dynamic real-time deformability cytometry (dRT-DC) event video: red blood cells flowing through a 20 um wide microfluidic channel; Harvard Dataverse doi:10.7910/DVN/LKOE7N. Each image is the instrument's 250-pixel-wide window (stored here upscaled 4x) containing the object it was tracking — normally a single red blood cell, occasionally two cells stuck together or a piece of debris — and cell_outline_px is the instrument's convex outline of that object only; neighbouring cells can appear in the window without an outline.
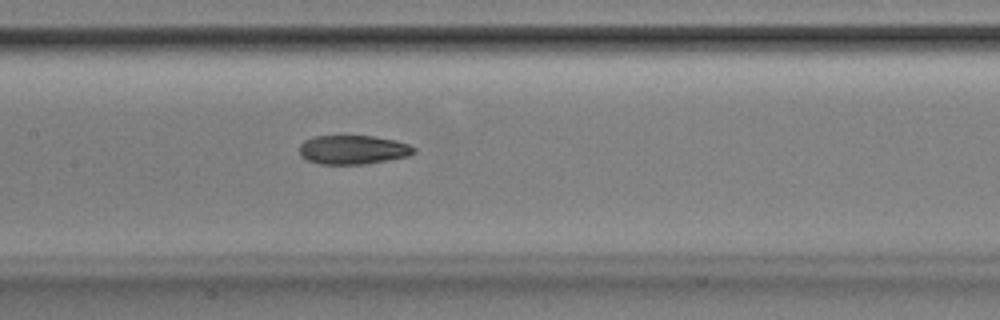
{"species": "Egyptian fruit bat (a non-hibernating species)", "species_latin": "Rousettus aegyptiacus", "temperature_condition": "room temperature", "stored_images_in_passage": 39, "camera_frame_rate_fps": 3000, "um_per_image_px": 0.085, "animal": {"sex": "male"}, "frame": {"image": 1, "passage_image": 18, "time_ms": 5.667, "image_size_px": [1000, 320], "cell_outline_px": [[416, 152], [408, 156], [364, 164], [316, 164], [300, 156], [300, 144], [304, 140], [316, 136], [372, 136], [396, 140], [408, 144], [416, 148]], "centroid_in_image_um": [30.0, 12.73], "position_along_channel_um": 177.4, "area_um2": 19.36}}
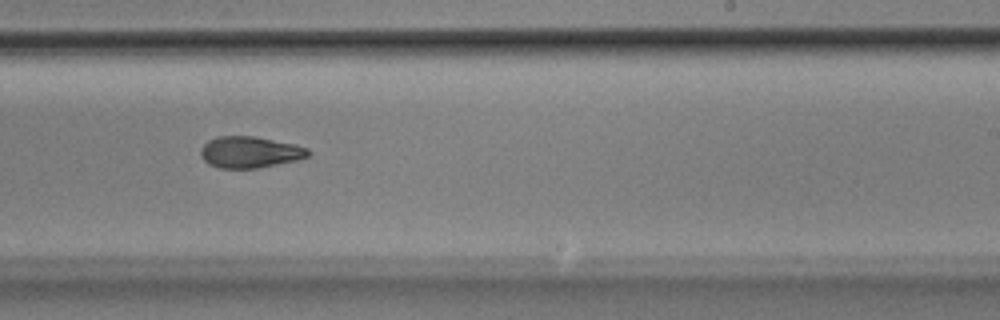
{"frame": {"image": 2, "passage_image": 25, "time_ms": 8.0, "image_size_px": [1000, 320], "cell_outline_px": [[312, 152], [308, 156], [296, 160], [256, 168], [220, 168], [208, 164], [204, 160], [200, 152], [200, 148], [208, 140], [216, 136], [252, 136], [296, 144], [308, 148]], "centroid_in_image_um": [21.23, 12.92], "position_along_channel_um": 267.8, "area_um2": 19.65}}
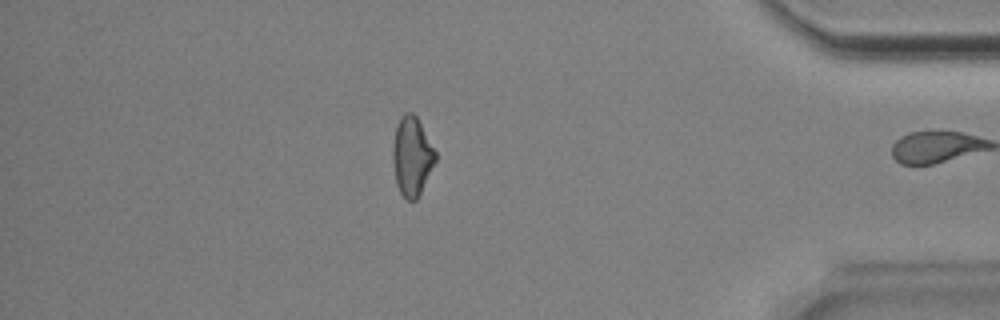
{"frame": {"image": 3, "passage_image": 38, "time_ms": 12.333, "image_size_px": [1000, 320], "cell_outline_px": [[436, 160], [416, 200], [408, 200], [400, 192], [396, 184], [392, 160], [392, 144], [396, 128], [400, 116], [404, 112], [412, 112], [416, 116], [436, 152]], "centroid_in_image_um": [34.98, 13.26], "position_along_channel_um": 400.2, "area_um2": 19.42}, "authors_computed_cell_mechanics": {"area_um2": 19.941, "velocity_mm_per_s": 3.891, "shape_relaxation_time_tau1_ms": 5.3942, "shape_relaxation_time_tau2_ms": 3.8544, "deformation_change_tau1": 0.1756, "deformation_change_tau2": 0.1184}}